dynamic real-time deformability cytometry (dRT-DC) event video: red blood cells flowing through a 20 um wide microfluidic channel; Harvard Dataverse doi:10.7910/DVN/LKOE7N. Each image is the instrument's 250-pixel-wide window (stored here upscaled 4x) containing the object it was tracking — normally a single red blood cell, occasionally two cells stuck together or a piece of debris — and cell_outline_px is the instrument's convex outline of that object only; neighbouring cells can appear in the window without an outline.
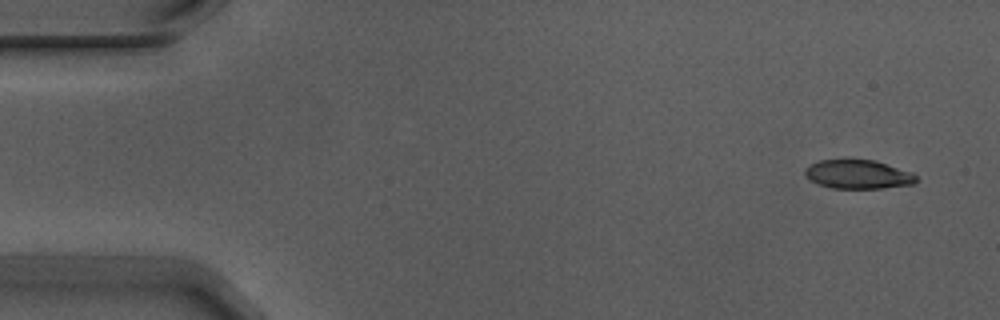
{"species": "Egyptian fruit bat (a non-hibernating species)", "species_latin": "Rousettus aegyptiacus", "temperature_condition": "warm", "stored_images_in_passage": 8, "camera_frame_rate_fps": 3000, "um_per_image_px": 0.085, "animal": {"sex": "male"}, "frame": {"image": 1, "passage_image": 1, "time_ms": 0.0, "image_size_px": [1000, 320], "cell_outline_px": [[916, 184], [884, 188], [832, 188], [820, 184], [812, 180], [804, 172], [804, 168], [820, 160], [872, 160], [912, 172], [916, 176]], "centroid_in_image_um": [72.97, 14.83], "position_along_channel_um": 12.0, "area_um2": 18.38}}
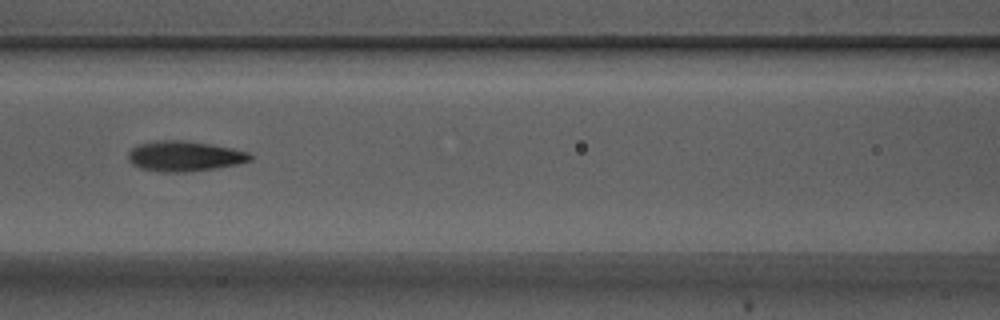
{"frame": {"image": 2, "passage_image": 7, "time_ms": 2.0, "image_size_px": [1000, 320], "cell_outline_px": [[252, 160], [236, 164], [216, 168], [184, 172], [160, 172], [140, 168], [132, 164], [128, 160], [128, 152], [132, 148], [140, 144], [160, 140], [184, 140], [232, 148], [248, 152], [252, 156]], "centroid_in_image_um": [15.66, 13.28], "position_along_channel_um": 150.9, "area_um2": 21.39}}
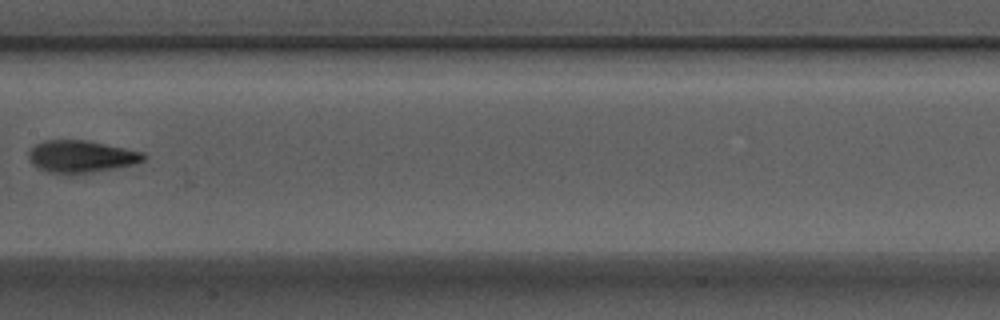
{"frame": {"image": 3, "passage_image": 8, "time_ms": 2.333, "image_size_px": [1000, 320], "cell_outline_px": [[148, 156], [144, 160], [132, 164], [92, 172], [68, 176], [64, 176], [48, 172], [36, 168], [32, 164], [28, 156], [28, 152], [36, 144], [44, 140], [88, 140], [144, 152]], "centroid_in_image_um": [6.86, 13.32], "position_along_channel_um": 200.5, "area_um2": 21.91}}